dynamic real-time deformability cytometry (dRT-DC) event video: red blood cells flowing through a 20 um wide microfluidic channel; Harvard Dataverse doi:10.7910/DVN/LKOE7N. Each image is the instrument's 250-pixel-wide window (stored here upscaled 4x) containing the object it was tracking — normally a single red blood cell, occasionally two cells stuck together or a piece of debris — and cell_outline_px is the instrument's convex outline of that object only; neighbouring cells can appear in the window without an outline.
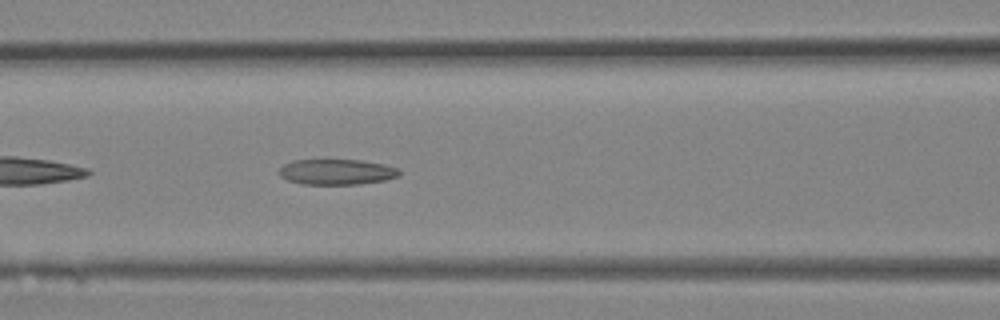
{"species": "Egyptian fruit bat (a non-hibernating species)", "species_latin": "Rousettus aegyptiacus", "temperature_condition": "room temperature", "stored_images_in_passage": 31, "camera_frame_rate_fps": 3000, "um_per_image_px": 0.085, "animal": {"sex": "female"}, "frame": {"image": 1, "passage_image": 13, "time_ms": 4.0, "image_size_px": [1000, 320], "cell_outline_px": [[400, 176], [384, 180], [360, 184], [304, 184], [288, 180], [280, 176], [280, 168], [284, 164], [292, 160], [324, 156], [360, 160], [384, 164], [400, 168]], "centroid_in_image_um": [28.6, 14.55], "position_along_channel_um": 138.0, "area_um2": 18.84}}
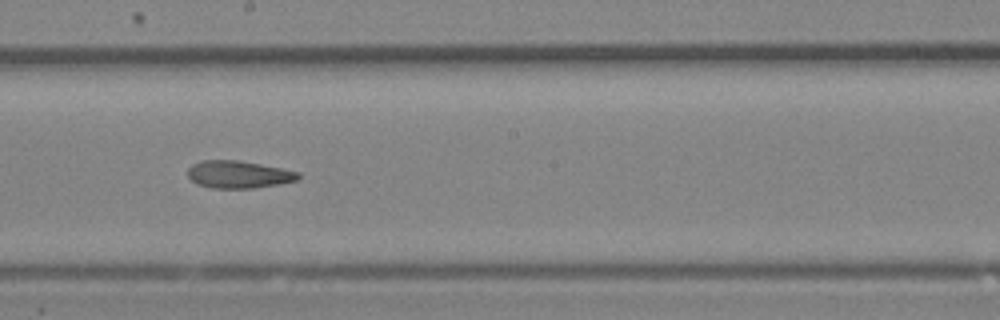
{"frame": {"image": 2, "passage_image": 17, "time_ms": 5.333, "image_size_px": [1000, 320], "cell_outline_px": [[300, 176], [296, 180], [256, 188], [212, 188], [196, 184], [188, 176], [188, 168], [192, 164], [200, 160], [236, 160], [260, 164], [300, 172]], "centroid_in_image_um": [20.23, 14.82], "position_along_channel_um": 228.0, "area_um2": 17.57}}
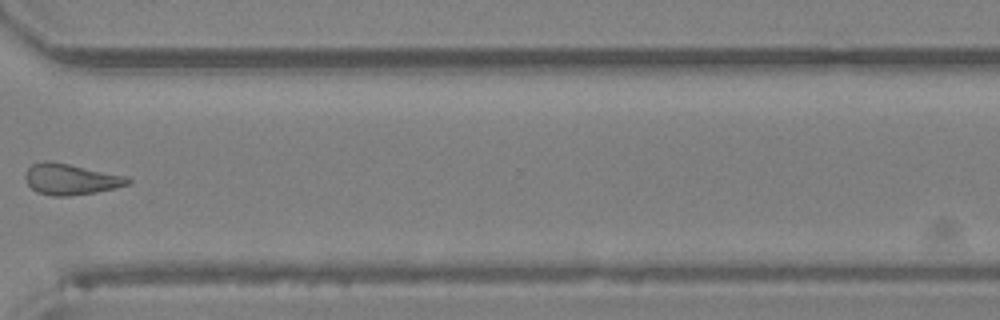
{"frame": {"image": 3, "passage_image": 23, "time_ms": 7.333, "image_size_px": [1000, 320], "cell_outline_px": [[132, 180], [128, 184], [116, 188], [96, 192], [68, 196], [52, 196], [36, 192], [24, 180], [24, 176], [28, 168], [32, 164], [44, 160], [48, 160], [128, 176]], "centroid_in_image_um": [6.0, 15.23], "position_along_channel_um": 364.6, "area_um2": 18.61}}